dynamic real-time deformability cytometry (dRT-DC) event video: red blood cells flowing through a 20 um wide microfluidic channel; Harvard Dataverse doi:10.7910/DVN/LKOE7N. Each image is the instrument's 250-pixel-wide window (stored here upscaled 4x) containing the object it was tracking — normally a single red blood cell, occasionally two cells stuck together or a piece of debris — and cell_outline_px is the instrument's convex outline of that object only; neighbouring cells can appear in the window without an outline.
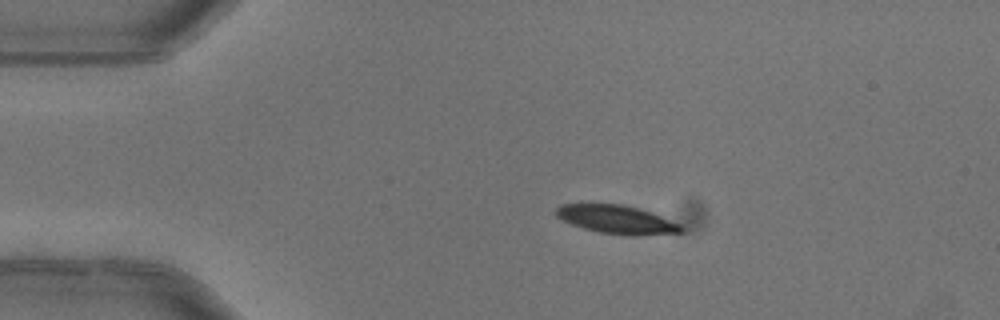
{"species": "common noctule bat (a hibernating species)", "species_latin": "Nyctalus noctula", "temperature_condition": "warm", "stored_images_in_passage": 4, "camera_frame_rate_fps": 3000, "um_per_image_px": 0.085, "animal": {"sex": "female"}, "frame": {"image": 1, "passage_image": 3, "time_ms": 0.667, "image_size_px": [1000, 320], "cell_outline_px": [[684, 232], [640, 236], [628, 236], [600, 232], [584, 228], [560, 220], [556, 216], [556, 208], [560, 204], [620, 204], [652, 212], [680, 224], [684, 228]], "centroid_in_image_um": [52.44, 18.67], "position_along_channel_um": 32.6, "area_um2": 20.81}}